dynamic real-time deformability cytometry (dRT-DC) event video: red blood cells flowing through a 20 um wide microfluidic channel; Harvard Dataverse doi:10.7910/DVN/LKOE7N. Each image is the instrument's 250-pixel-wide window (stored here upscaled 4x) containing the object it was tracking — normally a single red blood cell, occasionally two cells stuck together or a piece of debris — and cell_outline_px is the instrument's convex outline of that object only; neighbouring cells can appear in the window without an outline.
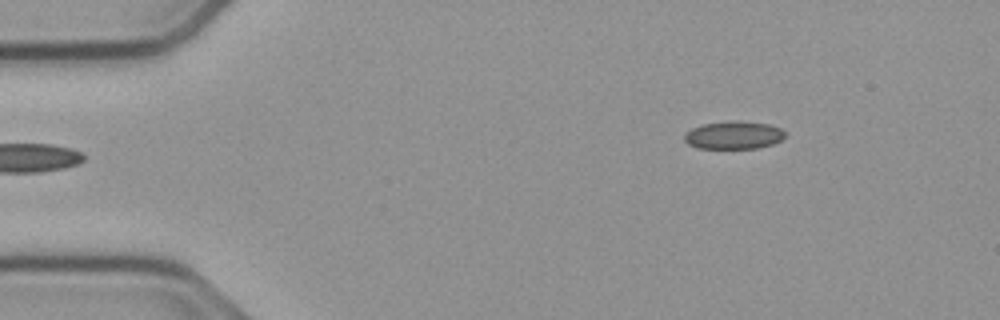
{"species": "common noctule bat (a hibernating species)", "species_latin": "Nyctalus noctula", "temperature_condition": "cold", "stored_images_in_passage": 48, "camera_frame_rate_fps": 3000, "um_per_image_px": 0.085, "animal": {"sex": "male", "body_mass_g": 23.1, "forearm_length_mm": 52.7}, "frame": {"image": 1, "passage_image": 1, "time_ms": 0.0, "image_size_px": [1000, 320], "cell_outline_px": [[784, 136], [780, 140], [772, 144], [756, 148], [700, 148], [688, 144], [684, 140], [684, 132], [692, 128], [704, 124], [736, 120], [768, 124], [780, 128], [784, 132]], "centroid_in_image_um": [62.33, 11.48], "position_along_channel_um": 22.7, "area_um2": 16.18}}
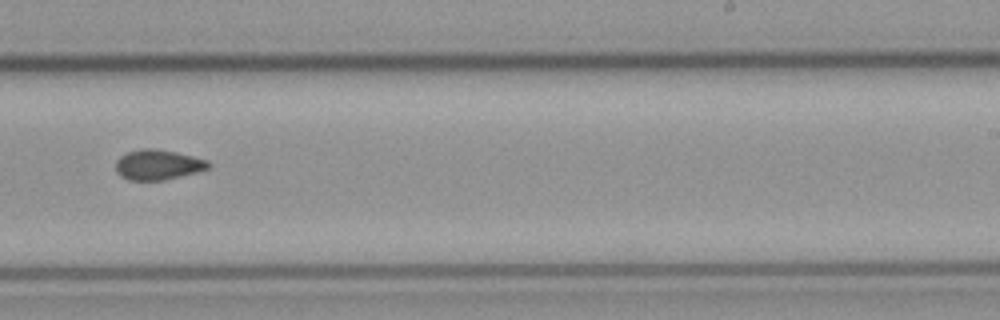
{"frame": {"image": 2, "passage_image": 27, "time_ms": 8.667, "image_size_px": [1000, 320], "cell_outline_px": [[212, 164], [208, 168], [196, 172], [164, 180], [128, 180], [120, 176], [116, 172], [116, 160], [120, 156], [128, 152], [140, 148], [152, 148], [176, 152], [208, 160]], "centroid_in_image_um": [13.4, 14.0], "position_along_channel_um": 275.6, "area_um2": 16.3}}
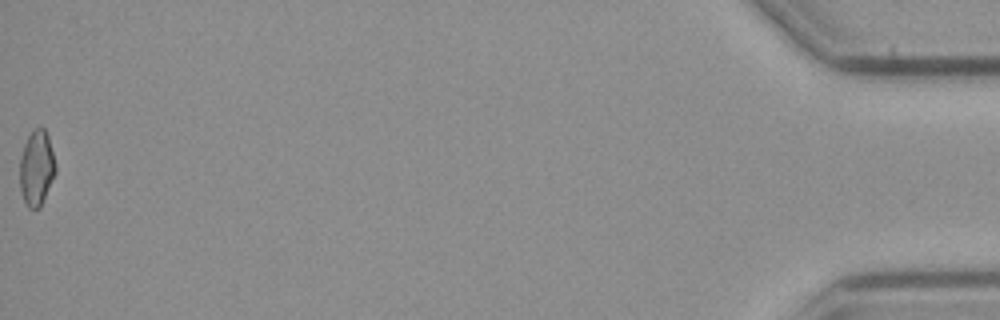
{"frame": {"image": 3, "passage_image": 48, "time_ms": 15.667, "image_size_px": [1000, 320], "cell_outline_px": [[56, 172], [40, 208], [28, 208], [24, 200], [20, 188], [20, 160], [24, 144], [28, 136], [40, 124], [44, 128], [48, 136], [56, 164]], "centroid_in_image_um": [3.12, 14.27], "position_along_channel_um": 432.1, "area_um2": 15.66}, "authors_computed_cell_mechanics": {"area_um2": 16.2129, "velocity_mm_per_s": 3.7741, "shape_relaxation_time_tau1_ms": null, "shape_relaxation_time_tau2_ms": 7.0537, "deformation_change_tau1": null, "deformation_change_tau2": 0.1135}}